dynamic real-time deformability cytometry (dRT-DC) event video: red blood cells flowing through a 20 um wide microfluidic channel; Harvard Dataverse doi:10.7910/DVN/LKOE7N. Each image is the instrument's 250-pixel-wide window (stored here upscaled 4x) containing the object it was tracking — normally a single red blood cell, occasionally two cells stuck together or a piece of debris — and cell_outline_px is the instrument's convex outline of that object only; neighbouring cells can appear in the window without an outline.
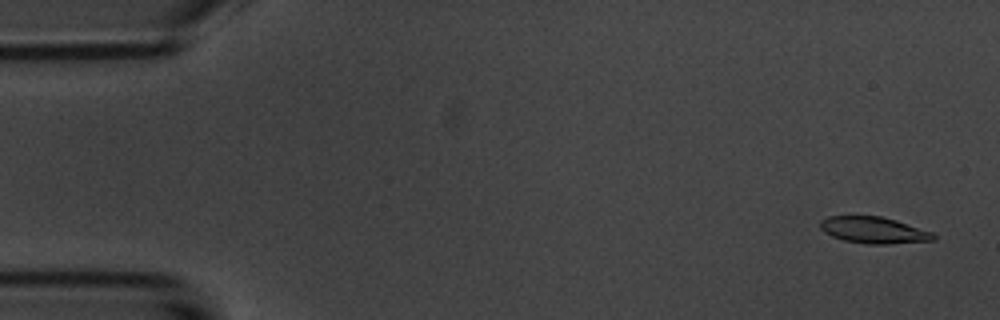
{"species": "common noctule bat (a hibernating species)", "species_latin": "Nyctalus noctula", "temperature_condition": "room temperature", "stored_images_in_passage": 4, "camera_frame_rate_fps": 3000, "um_per_image_px": 0.085, "animal": {"sex": "male", "body_mass_g": 20.1, "forearm_length_mm": 53.5}, "frame": {"image": 1, "passage_image": 1, "time_ms": 0.0, "image_size_px": [1000, 320], "cell_outline_px": [[936, 240], [888, 244], [868, 244], [844, 240], [832, 236], [824, 232], [820, 228], [820, 220], [828, 216], [880, 216], [896, 220], [932, 232], [936, 236]], "centroid_in_image_um": [74.26, 19.56], "position_along_channel_um": 10.7, "area_um2": 17.46}}